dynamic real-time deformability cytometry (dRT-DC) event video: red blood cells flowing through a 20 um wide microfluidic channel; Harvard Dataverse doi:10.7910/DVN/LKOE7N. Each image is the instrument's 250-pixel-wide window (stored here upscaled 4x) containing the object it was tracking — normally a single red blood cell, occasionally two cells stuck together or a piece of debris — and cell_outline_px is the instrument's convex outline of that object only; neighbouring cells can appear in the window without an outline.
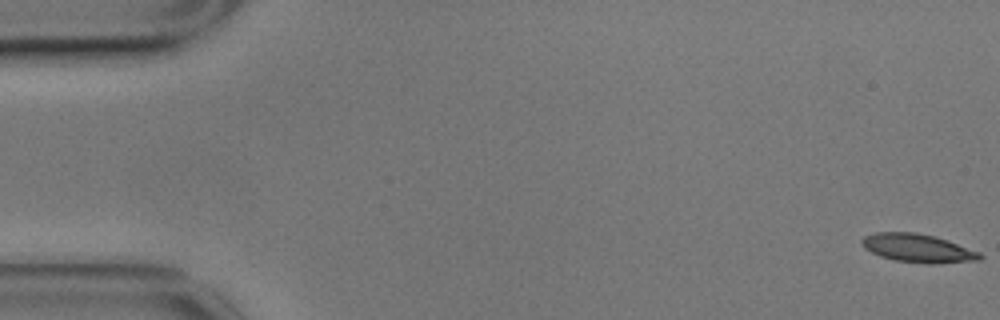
{"species": "common noctule bat (a hibernating species)", "species_latin": "Nyctalus noctula", "temperature_condition": "cold", "stored_images_in_passage": 8, "camera_frame_rate_fps": 3000, "um_per_image_px": 0.085, "animal": {"sex": "male", "body_mass_g": 17.9}, "frame": {"image": 1, "passage_image": 1, "time_ms": 0.0, "image_size_px": [1000, 320], "cell_outline_px": [[984, 256], [980, 260], [932, 264], [928, 264], [896, 260], [880, 256], [864, 248], [860, 244], [860, 240], [864, 236], [876, 232], [916, 232], [936, 236], [980, 252]], "centroid_in_image_um": [78.01, 21.09], "position_along_channel_um": 7.0, "area_um2": 19.65}}